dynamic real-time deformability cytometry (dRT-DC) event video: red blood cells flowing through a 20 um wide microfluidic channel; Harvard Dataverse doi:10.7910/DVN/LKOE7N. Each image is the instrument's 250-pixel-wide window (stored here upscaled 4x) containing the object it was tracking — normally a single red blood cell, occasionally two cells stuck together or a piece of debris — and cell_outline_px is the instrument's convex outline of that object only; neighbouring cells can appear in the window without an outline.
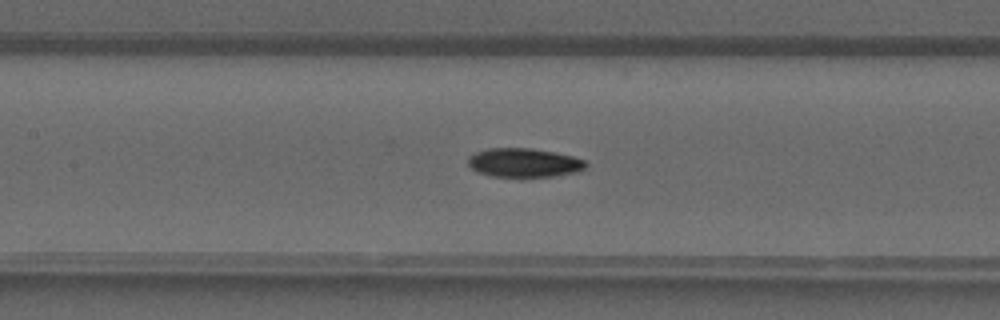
{"species": "common noctule bat (a hibernating species)", "species_latin": "Nyctalus noctula", "temperature_condition": "warm", "stored_images_in_passage": 24, "camera_frame_rate_fps": 3000, "um_per_image_px": 0.085, "animal": {"sex": "male", "forearm_length_mm": 52.5}, "frame": {"image": 1, "passage_image": 8, "time_ms": 2.333, "image_size_px": [1000, 320], "cell_outline_px": [[588, 164], [580, 172], [556, 176], [492, 176], [480, 172], [472, 168], [468, 164], [468, 156], [476, 152], [488, 148], [532, 148], [572, 156], [584, 160]], "centroid_in_image_um": [44.56, 13.82], "position_along_channel_um": 162.8, "area_um2": 19.71}}
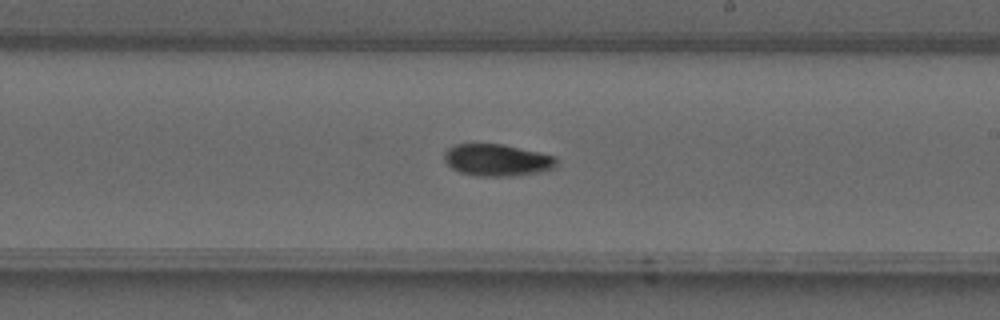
{"frame": {"image": 2, "passage_image": 13, "time_ms": 4.0, "image_size_px": [1000, 320], "cell_outline_px": [[556, 164], [552, 168], [536, 172], [516, 176], [480, 176], [460, 172], [452, 168], [444, 160], [444, 152], [448, 148], [456, 144], [504, 144], [552, 156], [556, 160]], "centroid_in_image_um": [42.19, 13.6], "position_along_channel_um": 246.8, "area_um2": 20.52}}
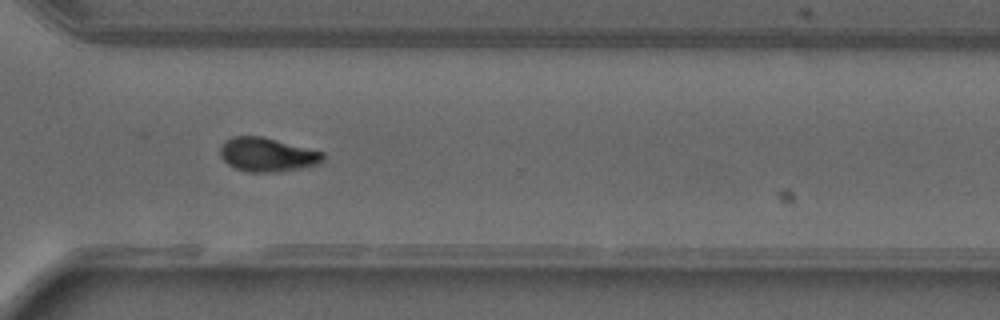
{"frame": {"image": 3, "passage_image": 19, "time_ms": 6.0, "image_size_px": [1000, 320], "cell_outline_px": [[324, 160], [316, 164], [304, 168], [272, 172], [248, 172], [236, 168], [228, 164], [220, 156], [220, 148], [224, 140], [232, 136], [260, 136], [324, 152]], "centroid_in_image_um": [22.69, 13.14], "position_along_channel_um": 347.9, "area_um2": 20.23}}